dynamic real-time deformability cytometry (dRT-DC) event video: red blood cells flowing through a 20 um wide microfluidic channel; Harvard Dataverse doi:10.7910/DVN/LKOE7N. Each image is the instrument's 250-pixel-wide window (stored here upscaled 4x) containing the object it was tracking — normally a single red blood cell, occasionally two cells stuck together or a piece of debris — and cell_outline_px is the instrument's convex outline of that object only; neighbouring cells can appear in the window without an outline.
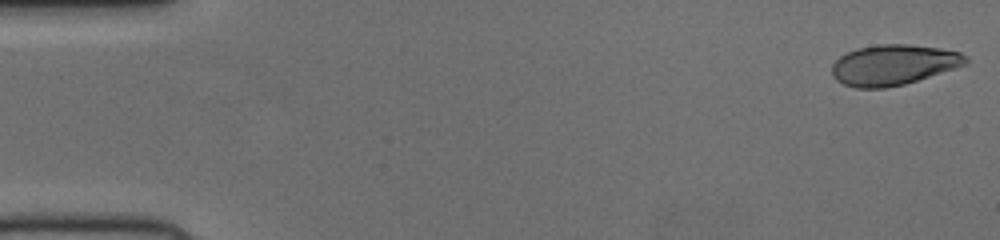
{"species": "human", "species_latin": "Homo sapiens", "temperature_condition": "cold", "stored_images_in_passage": 51, "camera_frame_rate_fps": 3000, "um_per_image_px": 0.085, "donor": {"sex": "female"}, "frame": {"image": 1, "passage_image": 1, "time_ms": 0.0, "image_size_px": [1000, 240], "cell_outline_px": [[968, 64], [956, 68], [904, 84], [884, 88], [856, 88], [844, 84], [836, 80], [832, 76], [832, 64], [840, 56], [848, 52], [860, 48], [880, 44], [908, 44], [936, 48], [960, 52], [968, 56]], "centroid_in_image_um": [75.95, 5.52], "position_along_channel_um": 9.1, "area_um2": 31.39}}
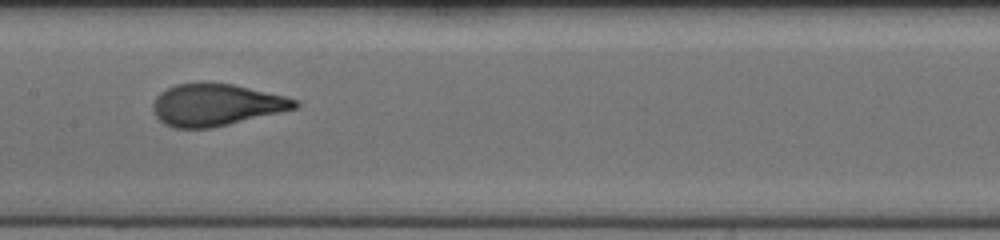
{"frame": {"image": 2, "passage_image": 26, "time_ms": 8.333, "image_size_px": [1000, 240], "cell_outline_px": [[300, 104], [296, 108], [280, 112], [212, 128], [172, 128], [164, 124], [156, 116], [152, 108], [152, 104], [156, 96], [160, 92], [176, 84], [232, 84], [284, 96], [296, 100]], "centroid_in_image_um": [18.33, 8.93], "position_along_channel_um": 189.1, "area_um2": 34.16}}
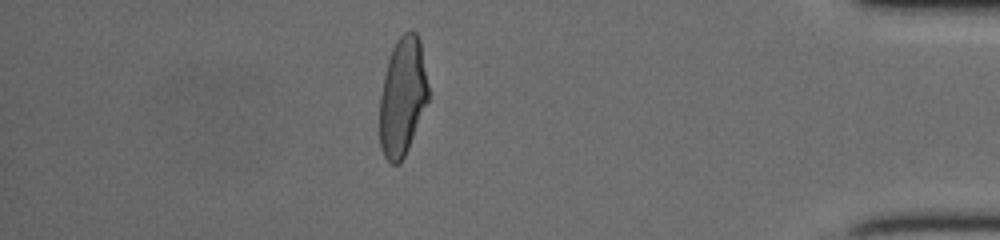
{"frame": {"image": 3, "passage_image": 45, "time_ms": 14.667, "image_size_px": [1000, 240], "cell_outline_px": [[428, 100], [408, 148], [400, 164], [392, 164], [384, 156], [380, 148], [380, 96], [384, 76], [388, 60], [392, 48], [396, 40], [404, 32], [416, 32], [420, 40], [428, 84]], "centroid_in_image_um": [34.21, 8.22], "position_along_channel_um": 401.0, "area_um2": 33.29}}